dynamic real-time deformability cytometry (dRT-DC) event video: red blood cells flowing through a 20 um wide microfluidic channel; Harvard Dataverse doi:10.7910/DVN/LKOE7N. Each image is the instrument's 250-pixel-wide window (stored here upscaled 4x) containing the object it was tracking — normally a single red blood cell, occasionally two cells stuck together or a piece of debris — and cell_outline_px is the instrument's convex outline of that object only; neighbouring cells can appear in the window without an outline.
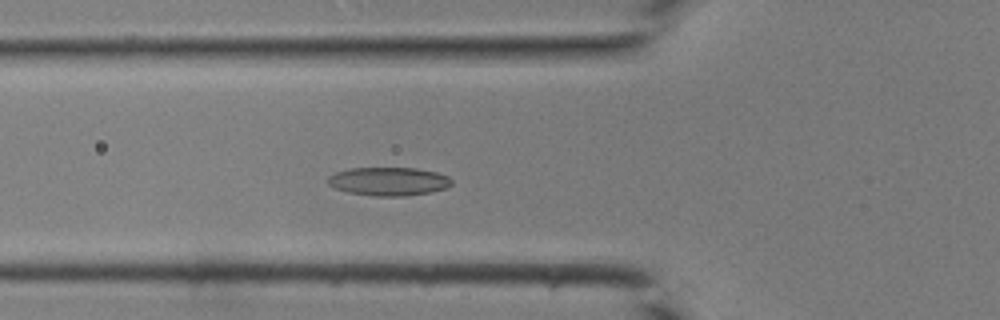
{"species": "common noctule bat (a hibernating species)", "species_latin": "Nyctalus noctula", "temperature_condition": "room temperature", "stored_images_in_passage": 36, "camera_frame_rate_fps": 3000, "um_per_image_px": 0.085, "animal": {"sex": "male", "body_mass_g": 19.0, "forearm_length_mm": 50.8}, "frame": {"image": 1, "passage_image": 8, "time_ms": 2.333, "image_size_px": [1000, 320], "cell_outline_px": [[452, 184], [448, 188], [432, 192], [408, 196], [376, 196], [348, 192], [336, 188], [328, 184], [328, 176], [336, 172], [348, 168], [416, 168], [436, 172], [448, 176], [452, 180]], "centroid_in_image_um": [33.07, 15.42], "position_along_channel_um": 92.7, "area_um2": 20.63}}
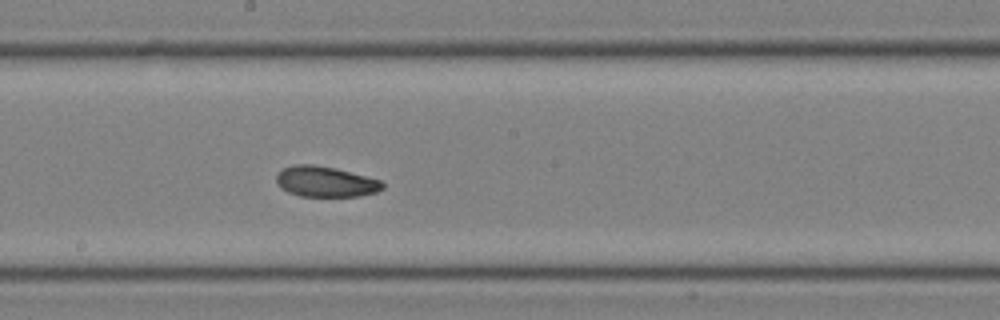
{"frame": {"image": 2, "passage_image": 16, "time_ms": 5.0, "image_size_px": [1000, 320], "cell_outline_px": [[384, 188], [376, 192], [360, 196], [300, 196], [288, 192], [280, 188], [276, 184], [276, 172], [284, 168], [296, 164], [316, 164], [336, 168], [380, 180], [384, 184]], "centroid_in_image_um": [27.63, 15.43], "position_along_channel_um": 220.6, "area_um2": 19.07}}
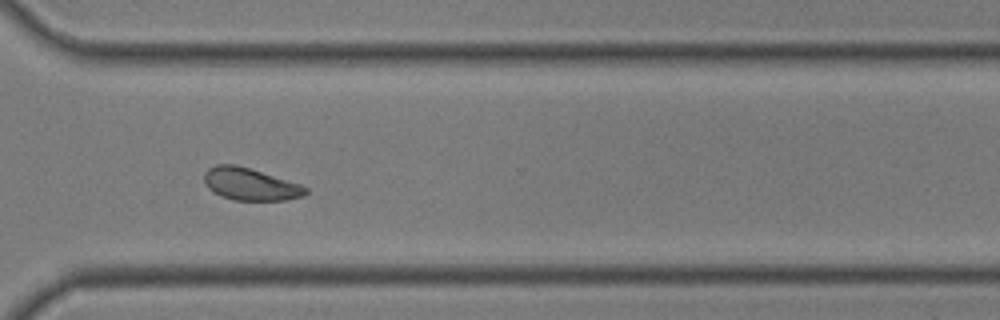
{"frame": {"image": 3, "passage_image": 24, "time_ms": 7.667, "image_size_px": [1000, 320], "cell_outline_px": [[308, 192], [304, 196], [284, 200], [232, 200], [220, 196], [212, 192], [204, 184], [204, 172], [208, 168], [216, 164], [236, 164], [300, 184], [308, 188]], "centroid_in_image_um": [21.23, 15.66], "position_along_channel_um": 349.4, "area_um2": 19.19}}